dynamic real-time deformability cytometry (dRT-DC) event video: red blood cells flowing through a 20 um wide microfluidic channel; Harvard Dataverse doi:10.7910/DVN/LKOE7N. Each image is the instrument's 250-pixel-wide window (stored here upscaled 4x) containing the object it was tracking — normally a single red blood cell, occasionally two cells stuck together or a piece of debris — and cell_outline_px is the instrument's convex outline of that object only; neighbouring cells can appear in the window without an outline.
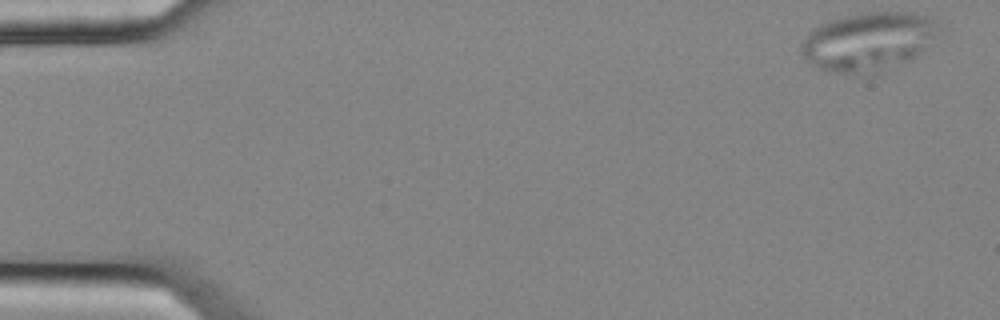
{"species": "common noctule bat (a hibernating species)", "species_latin": "Nyctalus noctula", "temperature_condition": "cold", "stored_images_in_passage": 10, "camera_frame_rate_fps": 3000, "um_per_image_px": 0.085, "animal": {"sex": "female", "body_mass_g": 25.1}, "frame": {"image": 1, "passage_image": 1, "time_ms": 0.0, "image_size_px": [1000, 320], "cell_outline_px": [[936, 28], [932, 36], [924, 48], [912, 60], [876, 72], [828, 72], [812, 68], [804, 56], [800, 48], [800, 44], [808, 32], [812, 28], [828, 20], [844, 16], [864, 12], [912, 12], [924, 16], [932, 20]], "centroid_in_image_um": [73.68, 3.53], "position_along_channel_um": 11.3, "area_um2": 46.3}}